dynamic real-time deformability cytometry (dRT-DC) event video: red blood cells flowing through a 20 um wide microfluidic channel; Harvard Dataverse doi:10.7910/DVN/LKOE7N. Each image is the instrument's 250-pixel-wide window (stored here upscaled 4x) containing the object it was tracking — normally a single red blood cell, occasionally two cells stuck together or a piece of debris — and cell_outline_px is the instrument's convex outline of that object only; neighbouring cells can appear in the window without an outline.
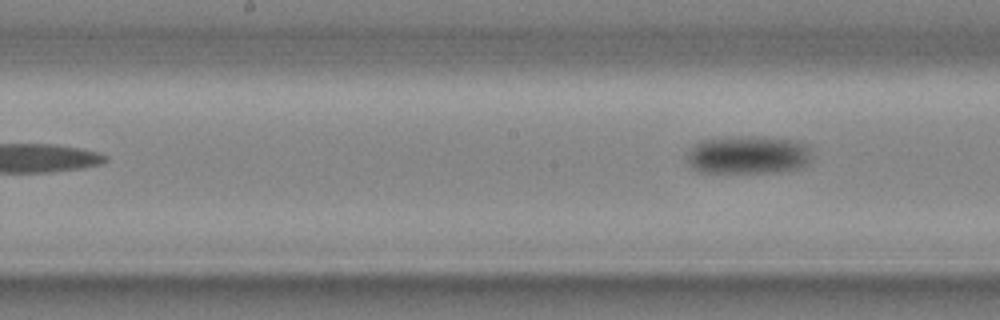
{"species": "common noctule bat (a hibernating species)", "species_latin": "Nyctalus noctula", "temperature_condition": "cold", "stored_images_in_passage": 15, "camera_frame_rate_fps": 3000, "um_per_image_px": 0.085, "animal": {"sex": "male", "body_mass_g": 20.4}, "frame": {"image": 1, "passage_image": 15, "time_ms": 4.667, "image_size_px": [1000, 320], "cell_outline_px": [[812, 160], [808, 164], [796, 168], [780, 172], [696, 172], [688, 164], [688, 148], [700, 140], [752, 136], [760, 136], [788, 140], [808, 144]], "centroid_in_image_um": [63.57, 13.17], "position_along_channel_um": 184.6, "area_um2": 27.8}}